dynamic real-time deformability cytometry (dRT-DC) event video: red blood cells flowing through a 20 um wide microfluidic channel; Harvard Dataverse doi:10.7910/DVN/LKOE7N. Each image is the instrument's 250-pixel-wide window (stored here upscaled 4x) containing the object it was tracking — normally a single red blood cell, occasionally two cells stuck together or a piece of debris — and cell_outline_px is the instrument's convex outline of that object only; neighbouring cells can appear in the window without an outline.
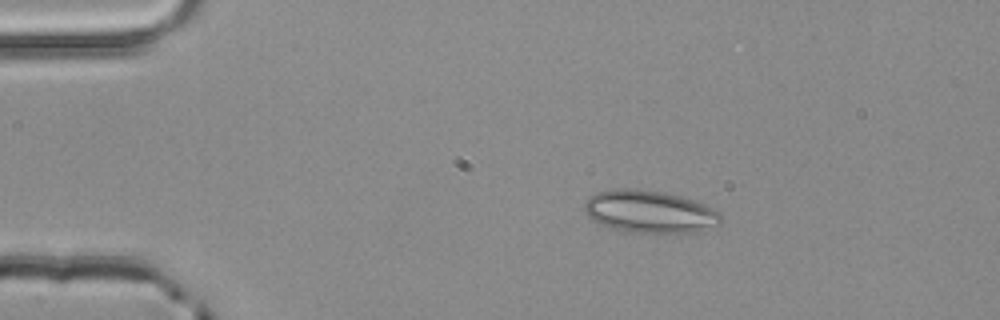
{"species": "common noctule bat (a hibernating species)", "species_latin": "Nyctalus noctula", "temperature_condition": "room temperature", "stored_images_in_passage": 3, "camera_frame_rate_fps": 3000, "um_per_image_px": 0.085, "animal": {"sex": "male", "body_mass_g": 20.4}, "frame": {"image": 1, "passage_image": 2, "time_ms": 0.333, "image_size_px": [1000, 320], "cell_outline_px": [[724, 220], [720, 224], [700, 232], [632, 232], [612, 228], [600, 224], [588, 216], [584, 208], [584, 200], [588, 196], [596, 192], [620, 188], [632, 188], [664, 192], [680, 196], [704, 204], [720, 212]], "centroid_in_image_um": [55.23, 17.98], "position_along_channel_um": 29.8, "area_um2": 33.87}}